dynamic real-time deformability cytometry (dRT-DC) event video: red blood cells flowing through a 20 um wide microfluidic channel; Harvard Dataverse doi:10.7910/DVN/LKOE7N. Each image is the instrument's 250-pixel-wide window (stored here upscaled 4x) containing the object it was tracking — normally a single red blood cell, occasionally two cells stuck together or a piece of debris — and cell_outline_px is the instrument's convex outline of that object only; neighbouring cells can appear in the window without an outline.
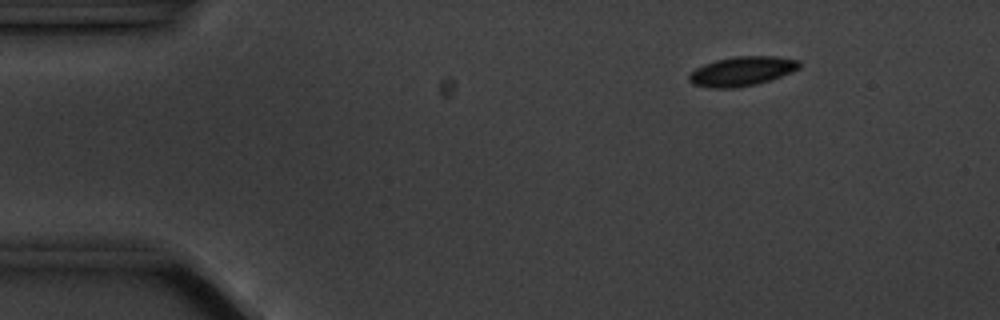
{"species": "common noctule bat (a hibernating species)", "species_latin": "Nyctalus noctula", "temperature_condition": "cold", "stored_images_in_passage": 50, "camera_frame_rate_fps": 3000, "um_per_image_px": 0.085, "animal": {"sex": "male", "body_mass_g": 20.1, "forearm_length_mm": 53.5}, "frame": {"image": 1, "passage_image": 1, "time_ms": 0.0, "image_size_px": [1000, 320], "cell_outline_px": [[800, 68], [792, 72], [756, 84], [736, 88], [712, 88], [692, 84], [688, 80], [688, 76], [696, 68], [704, 64], [716, 60], [736, 56], [776, 56], [800, 60]], "centroid_in_image_um": [63.06, 6.05], "position_along_channel_um": 21.9, "area_um2": 18.84}}
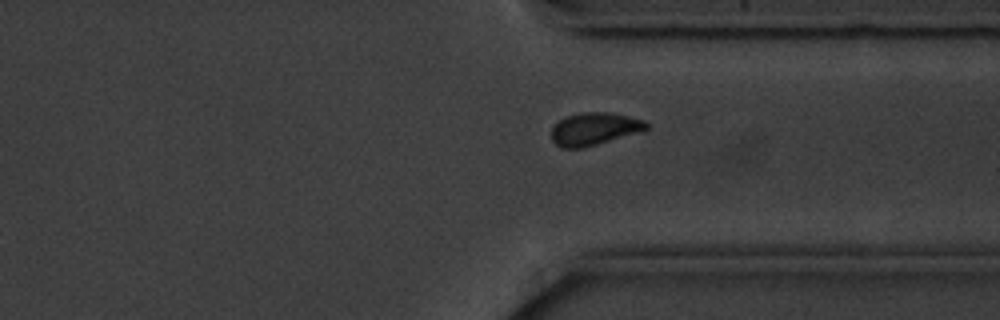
{"frame": {"image": 2, "passage_image": 36, "time_ms": 11.667, "image_size_px": [1000, 320], "cell_outline_px": [[648, 128], [644, 132], [580, 148], [560, 148], [552, 140], [552, 128], [564, 116], [580, 112], [608, 112], [628, 116], [644, 120], [648, 124]], "centroid_in_image_um": [50.54, 10.95], "position_along_channel_um": 360.9, "area_um2": 18.15}}
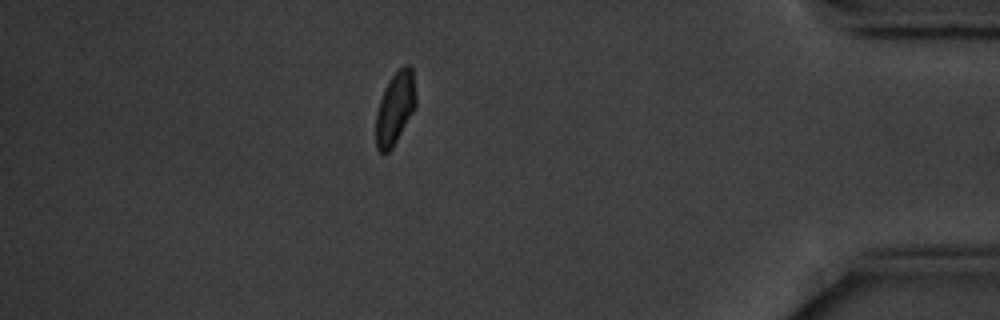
{"frame": {"image": 3, "passage_image": 43, "time_ms": 14.0, "image_size_px": [1000, 320], "cell_outline_px": [[416, 108], [392, 148], [384, 156], [376, 148], [376, 112], [384, 88], [388, 80], [404, 64], [412, 64], [416, 96]], "centroid_in_image_um": [33.59, 9.19], "position_along_channel_um": 401.6, "area_um2": 17.22}, "authors_computed_cell_mechanics": {"area_um2": 18.6405, "velocity_mm_per_s": 3.5259, "shape_relaxation_time_tau1_ms": 9.3879, "shape_relaxation_time_tau2_ms": 2.279, "deformation_change_tau1": 0.2149, "deformation_change_tau2": 0.0432}}